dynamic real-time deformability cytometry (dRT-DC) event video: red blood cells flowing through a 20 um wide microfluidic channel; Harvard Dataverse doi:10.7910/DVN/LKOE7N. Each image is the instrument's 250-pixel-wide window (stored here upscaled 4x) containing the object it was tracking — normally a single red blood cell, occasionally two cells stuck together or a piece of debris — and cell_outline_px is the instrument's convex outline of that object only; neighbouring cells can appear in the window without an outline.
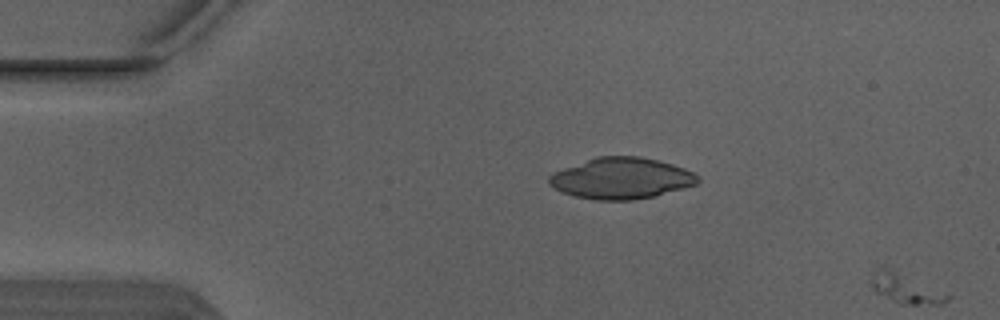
{"species": "Egyptian fruit bat (a non-hibernating species)", "species_latin": "Rousettus aegyptiacus", "temperature_condition": "warm", "stored_images_in_passage": 3, "camera_frame_rate_fps": 3000, "um_per_image_px": 0.085, "animal": {"sex": "male"}, "frame": {"image": 1, "passage_image": 3, "time_ms": 0.667, "image_size_px": [1000, 320], "cell_outline_px": [[952, 296], [944, 304], [900, 304], [876, 292], [872, 288], [872, 284], [880, 268], [888, 268]], "centroid_in_image_um": [77.05, 24.58], "position_along_channel_um": 8.0, "area_um2": 12.2}}